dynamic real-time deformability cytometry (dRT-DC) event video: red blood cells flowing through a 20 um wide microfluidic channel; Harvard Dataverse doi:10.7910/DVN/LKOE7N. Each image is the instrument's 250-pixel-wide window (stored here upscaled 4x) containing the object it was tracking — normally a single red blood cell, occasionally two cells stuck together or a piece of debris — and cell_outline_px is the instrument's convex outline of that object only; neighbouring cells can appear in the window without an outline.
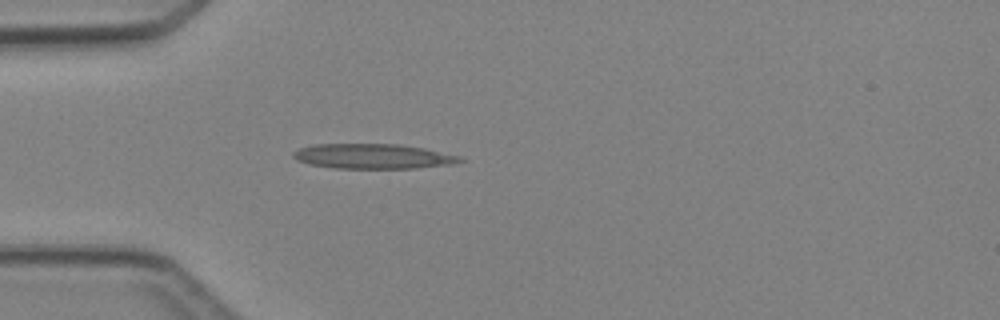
{"species": "Egyptian fruit bat (a non-hibernating species)", "species_latin": "Rousettus aegyptiacus", "temperature_condition": "cold", "stored_images_in_passage": 6, "camera_frame_rate_fps": 3000, "um_per_image_px": 0.085, "animal": {"sex": "female"}, "frame": {"image": 1, "passage_image": 6, "time_ms": 6.667, "image_size_px": [1000, 320], "cell_outline_px": [[464, 160], [452, 164], [416, 168], [336, 168], [308, 164], [296, 160], [292, 156], [292, 152], [300, 148], [312, 144], [400, 144], [424, 148], [460, 156]], "centroid_in_image_um": [31.67, 13.28], "position_along_channel_um": 53.3, "area_um2": 24.22}}